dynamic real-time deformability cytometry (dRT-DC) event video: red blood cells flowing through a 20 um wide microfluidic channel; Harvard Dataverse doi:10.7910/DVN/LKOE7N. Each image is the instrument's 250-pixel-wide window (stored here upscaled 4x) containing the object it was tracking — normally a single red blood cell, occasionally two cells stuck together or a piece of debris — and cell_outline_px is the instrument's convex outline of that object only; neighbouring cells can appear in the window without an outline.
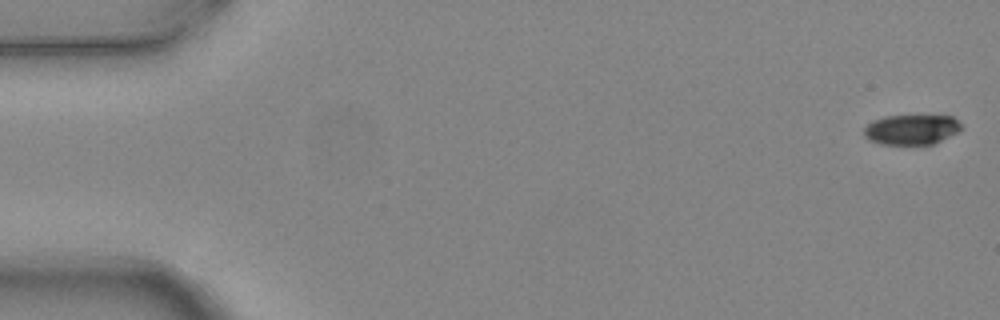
{"species": "common noctule bat (a hibernating species)", "species_latin": "Nyctalus noctula", "temperature_condition": "warm", "stored_images_in_passage": 5, "camera_frame_rate_fps": 3000, "um_per_image_px": 0.085, "animal": {"sex": "female", "body_mass_g": 24.6, "forearm_length_mm": 56.2}, "frame": {"image": 1, "passage_image": 1, "time_ms": 0.0, "image_size_px": [1000, 320], "cell_outline_px": [[964, 128], [936, 144], [880, 144], [868, 140], [864, 136], [864, 128], [872, 120], [884, 116], [952, 116]], "centroid_in_image_um": [77.46, 11.02], "position_along_channel_um": 7.5, "area_um2": 17.11}}
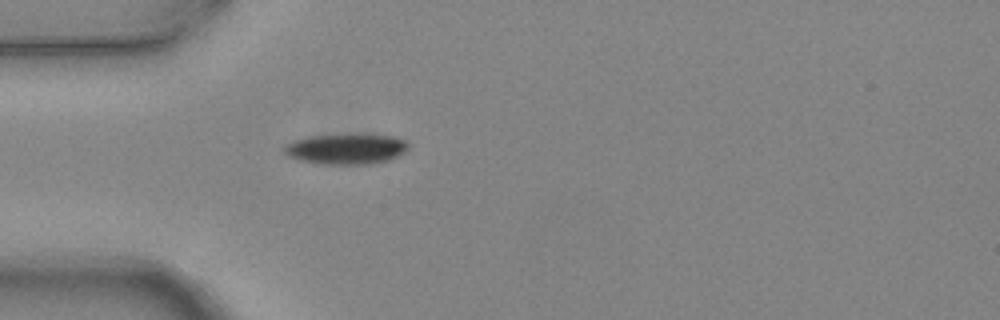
{"frame": {"image": 2, "passage_image": 5, "time_ms": 1.333, "image_size_px": [1000, 320], "cell_outline_px": [[408, 148], [400, 156], [388, 160], [364, 164], [324, 164], [296, 160], [288, 156], [284, 152], [284, 148], [288, 144], [296, 140], [312, 136], [396, 136], [408, 140]], "centroid_in_image_um": [29.46, 12.69], "position_along_channel_um": 55.5, "area_um2": 21.44}}